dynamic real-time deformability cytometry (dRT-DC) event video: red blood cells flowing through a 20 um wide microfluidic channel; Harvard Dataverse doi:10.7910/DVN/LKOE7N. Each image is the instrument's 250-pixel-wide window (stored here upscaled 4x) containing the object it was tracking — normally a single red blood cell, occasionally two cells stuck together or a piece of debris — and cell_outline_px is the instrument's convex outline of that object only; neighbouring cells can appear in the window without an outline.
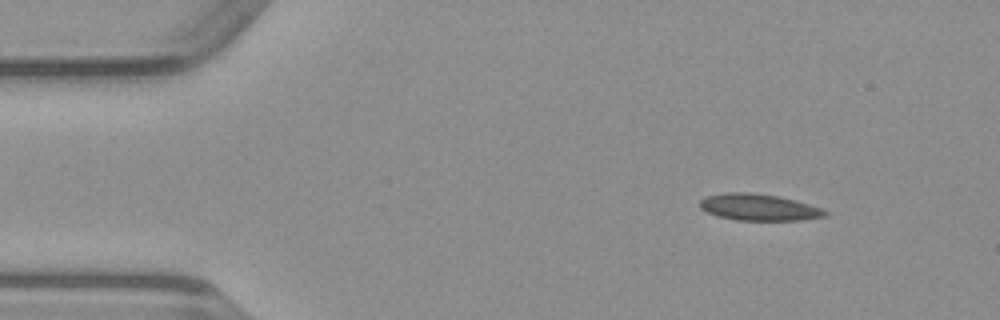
{"species": "common noctule bat (a hibernating species)", "species_latin": "Nyctalus noctula", "temperature_condition": "warm", "stored_images_in_passage": 44, "camera_frame_rate_fps": 3000, "um_per_image_px": 0.085, "animal": {"sex": "male", "body_mass_g": 23.1, "forearm_length_mm": 52.7}, "frame": {"image": 1, "passage_image": 1, "time_ms": 0.0, "image_size_px": [1000, 320], "cell_outline_px": [[828, 216], [804, 220], [736, 220], [716, 216], [700, 208], [700, 200], [708, 196], [724, 192], [756, 192], [780, 196], [796, 200], [820, 208], [828, 212]], "centroid_in_image_um": [64.51, 17.61], "position_along_channel_um": 20.5, "area_um2": 19.59}}
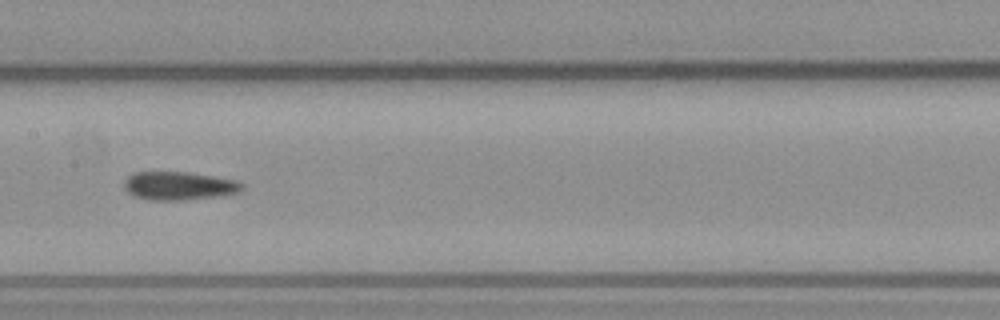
{"frame": {"image": 2, "passage_image": 19, "time_ms": 6.0, "image_size_px": [1000, 320], "cell_outline_px": [[244, 188], [236, 192], [224, 196], [184, 200], [148, 200], [136, 196], [128, 192], [124, 188], [124, 180], [132, 172], [188, 172], [236, 180], [244, 184]], "centroid_in_image_um": [15.21, 15.8], "position_along_channel_um": 192.2, "area_um2": 19.59}}
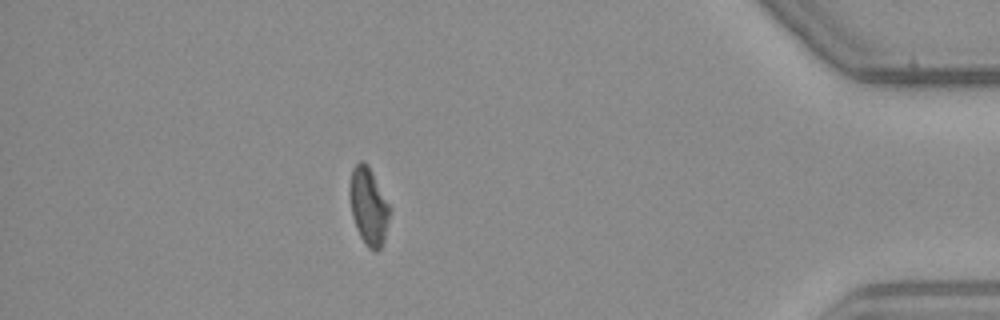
{"frame": {"image": 3, "passage_image": 38, "time_ms": 12.333, "image_size_px": [1000, 320], "cell_outline_px": [[392, 208], [384, 240], [380, 248], [376, 252], [368, 248], [360, 236], [356, 228], [352, 216], [348, 196], [348, 188], [352, 168], [360, 160], [364, 160], [368, 164]], "centroid_in_image_um": [31.32, 17.5], "position_along_channel_um": 403.9, "area_um2": 18.55}}